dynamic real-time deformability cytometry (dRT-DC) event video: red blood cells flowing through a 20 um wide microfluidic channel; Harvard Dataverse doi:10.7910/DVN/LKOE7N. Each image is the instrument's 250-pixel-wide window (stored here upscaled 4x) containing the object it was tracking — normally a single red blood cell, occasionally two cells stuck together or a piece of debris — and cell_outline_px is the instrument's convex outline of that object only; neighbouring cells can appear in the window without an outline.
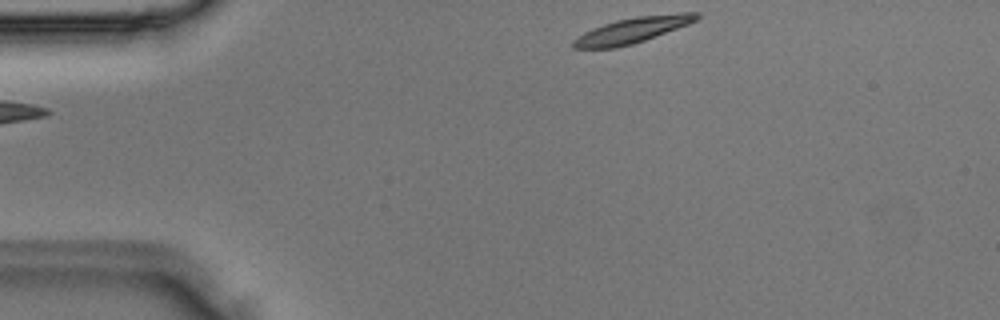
{"species": "Egyptian fruit bat (a non-hibernating species)", "species_latin": "Rousettus aegyptiacus", "temperature_condition": "room temperature", "stored_images_in_passage": 3, "camera_frame_rate_fps": 3000, "um_per_image_px": 0.085, "animal": {"sex": "male"}, "frame": {"image": 1, "passage_image": 3, "time_ms": 0.667, "image_size_px": [1000, 320], "cell_outline_px": [[700, 16], [696, 20], [688, 24], [656, 36], [632, 44], [616, 48], [572, 48], [572, 40], [584, 32], [592, 28], [616, 20], [636, 16], [680, 12], [700, 12]], "centroid_in_image_um": [53.76, 2.55], "position_along_channel_um": 31.2, "area_um2": 18.44}}